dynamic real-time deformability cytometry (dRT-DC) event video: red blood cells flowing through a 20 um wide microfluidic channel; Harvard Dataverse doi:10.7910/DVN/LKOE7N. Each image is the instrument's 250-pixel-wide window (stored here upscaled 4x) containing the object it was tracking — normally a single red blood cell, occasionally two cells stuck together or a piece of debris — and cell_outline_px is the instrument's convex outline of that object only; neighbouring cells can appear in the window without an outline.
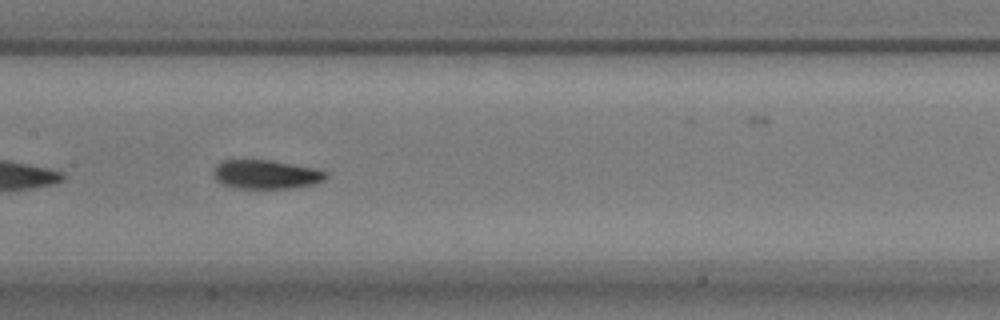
{"species": "common noctule bat (a hibernating species)", "species_latin": "Nyctalus noctula", "temperature_condition": "warm", "stored_images_in_passage": 32, "camera_frame_rate_fps": 3000, "um_per_image_px": 0.085, "animal": {"sex": "male", "body_mass_g": 17.9}, "frame": {"image": 1, "passage_image": 28, "time_ms": 9.0, "image_size_px": [1000, 320], "cell_outline_px": [[328, 176], [324, 180], [312, 184], [288, 188], [236, 188], [224, 184], [216, 180], [212, 172], [216, 164], [224, 160], [244, 156], [272, 160], [316, 168], [328, 172]], "centroid_in_image_um": [22.55, 14.76], "position_along_channel_um": 184.8, "area_um2": 19.65}}